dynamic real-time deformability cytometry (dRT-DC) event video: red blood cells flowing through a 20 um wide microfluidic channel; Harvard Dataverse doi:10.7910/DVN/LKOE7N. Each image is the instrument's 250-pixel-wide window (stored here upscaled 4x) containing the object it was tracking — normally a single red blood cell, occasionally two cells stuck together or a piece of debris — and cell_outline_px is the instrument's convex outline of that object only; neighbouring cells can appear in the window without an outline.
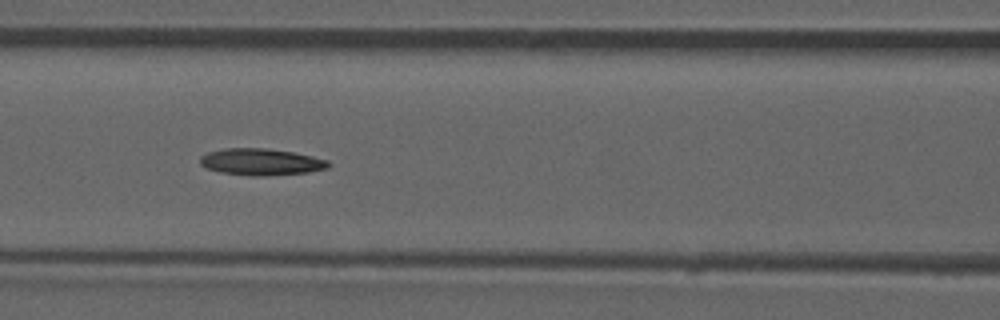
{"species": "common noctule bat (a hibernating species)", "species_latin": "Nyctalus noctula", "temperature_condition": "room temperature", "stored_images_in_passage": 43, "camera_frame_rate_fps": 3000, "um_per_image_px": 0.085, "animal": {"sex": "male", "forearm_length_mm": 52.5}, "frame": {"image": 1, "passage_image": 13, "time_ms": 4.0, "image_size_px": [1000, 320], "cell_outline_px": [[332, 164], [328, 168], [308, 172], [264, 176], [252, 176], [220, 172], [204, 168], [200, 164], [200, 156], [208, 152], [224, 148], [264, 148], [292, 152], [312, 156], [328, 160]], "centroid_in_image_um": [22.17, 13.76], "position_along_channel_um": 144.4, "area_um2": 20.06}}